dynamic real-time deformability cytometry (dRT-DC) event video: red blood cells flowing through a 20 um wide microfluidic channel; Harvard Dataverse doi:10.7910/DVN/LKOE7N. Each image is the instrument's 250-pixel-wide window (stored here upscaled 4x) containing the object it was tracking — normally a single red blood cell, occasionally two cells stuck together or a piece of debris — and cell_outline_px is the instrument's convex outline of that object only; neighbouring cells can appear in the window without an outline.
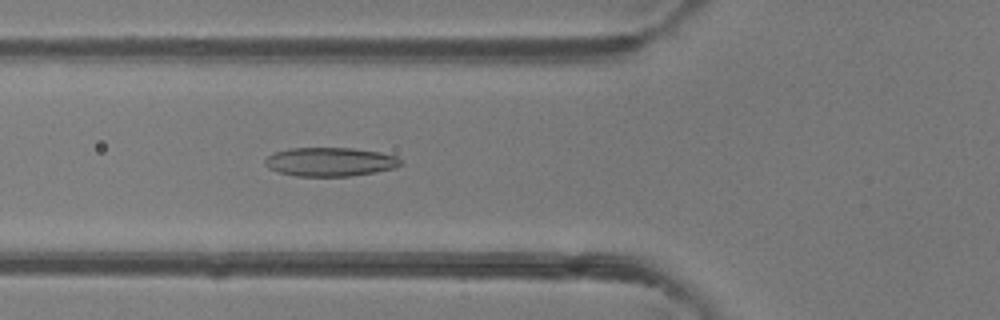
{"species": "common noctule bat (a hibernating species)", "species_latin": "Nyctalus noctula", "temperature_condition": "room temperature", "stored_images_in_passage": 50, "camera_frame_rate_fps": 3000, "um_per_image_px": 0.085, "animal": {"sex": "female"}, "frame": {"image": 1, "passage_image": 19, "time_ms": 6.0, "image_size_px": [1000, 320], "cell_outline_px": [[400, 164], [392, 168], [376, 172], [348, 176], [296, 176], [280, 172], [268, 168], [264, 164], [264, 160], [268, 156], [276, 152], [288, 148], [352, 148], [380, 152], [396, 156], [400, 160]], "centroid_in_image_um": [28.02, 13.75], "position_along_channel_um": 97.8, "area_um2": 22.6}}
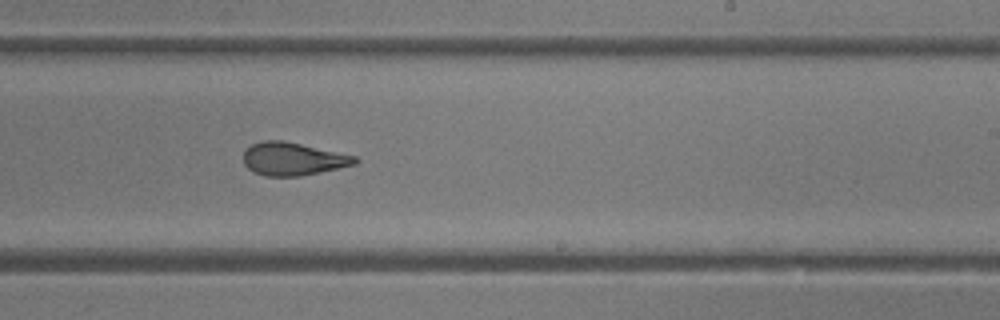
{"frame": {"image": 2, "passage_image": 31, "time_ms": 10.0, "image_size_px": [1000, 320], "cell_outline_px": [[360, 160], [356, 164], [320, 172], [300, 176], [264, 176], [248, 168], [244, 164], [244, 152], [252, 144], [264, 140], [284, 140], [356, 156]], "centroid_in_image_um": [24.92, 13.5], "position_along_channel_um": 264.1, "area_um2": 21.33}}
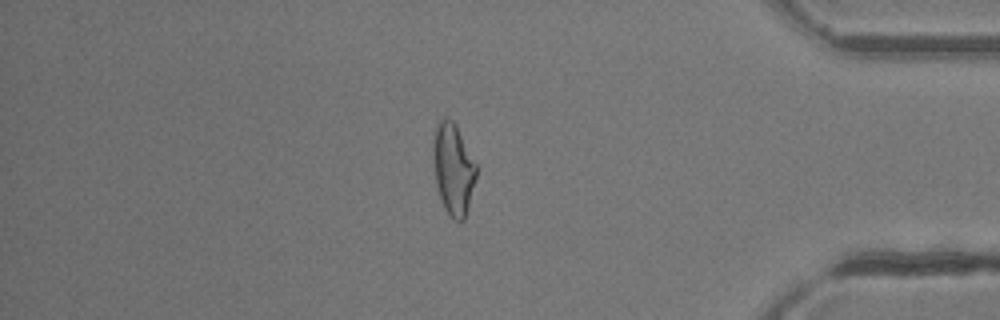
{"frame": {"image": 3, "passage_image": 43, "time_ms": 14.0, "image_size_px": [1000, 320], "cell_outline_px": [[476, 176], [464, 220], [456, 220], [448, 216], [444, 208], [436, 184], [432, 156], [432, 140], [436, 124], [444, 116], [452, 120], [456, 124], [476, 164]], "centroid_in_image_um": [38.49, 14.32], "position_along_channel_um": 396.7, "area_um2": 22.95}, "authors_computed_cell_mechanics": {"area_um2": 22.8888, "velocity_mm_per_s": 4.1486, "shape_relaxation_time_tau1_ms": 7.6211, "shape_relaxation_time_tau2_ms": 1.7362, "deformation_change_tau1": 0.2214, "deformation_change_tau2": 0.108}}